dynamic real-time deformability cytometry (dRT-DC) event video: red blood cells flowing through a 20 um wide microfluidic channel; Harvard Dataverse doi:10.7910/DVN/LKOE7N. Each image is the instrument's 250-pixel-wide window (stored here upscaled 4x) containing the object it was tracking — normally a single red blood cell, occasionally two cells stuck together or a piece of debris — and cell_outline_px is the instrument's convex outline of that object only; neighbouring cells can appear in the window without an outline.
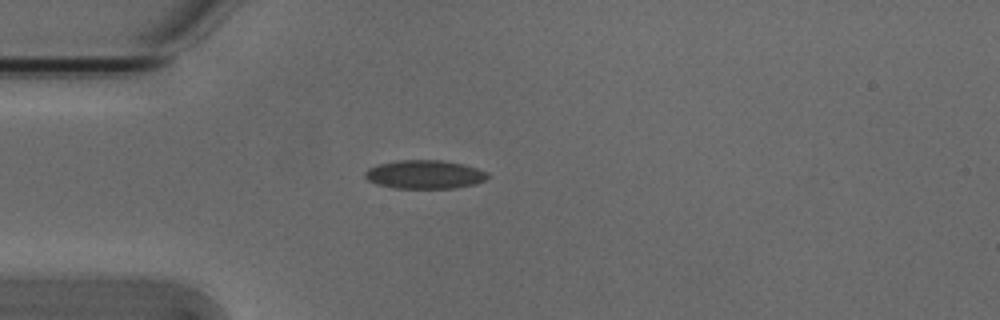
{"species": "Egyptian fruit bat (a non-hibernating species)", "species_latin": "Rousettus aegyptiacus", "temperature_condition": "cold", "stored_images_in_passage": 40, "camera_frame_rate_fps": 3000, "um_per_image_px": 0.085, "animal": {"sex": "male"}, "frame": {"image": 1, "passage_image": 1, "time_ms": 0.0, "image_size_px": [1000, 320], "cell_outline_px": [[488, 176], [484, 180], [476, 184], [456, 188], [392, 188], [376, 184], [368, 180], [364, 176], [364, 172], [368, 168], [380, 164], [396, 160], [440, 160], [464, 164], [488, 172]], "centroid_in_image_um": [36.08, 14.83], "position_along_channel_um": 48.9, "area_um2": 20.52}}
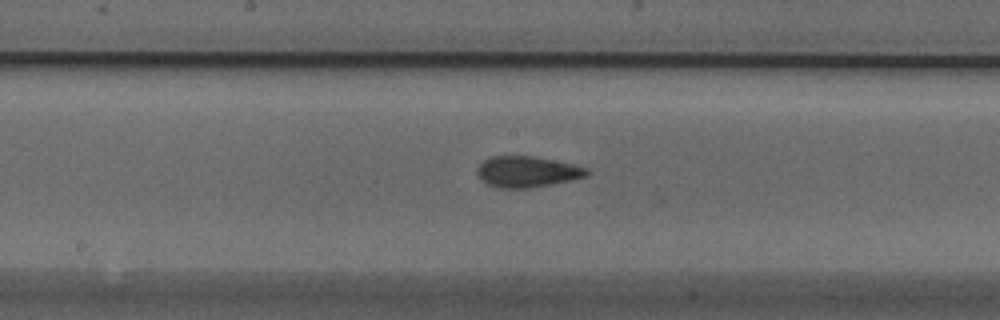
{"frame": {"image": 2, "passage_image": 14, "time_ms": 4.333, "image_size_px": [1000, 320], "cell_outline_px": [[592, 172], [588, 176], [528, 188], [500, 188], [488, 184], [476, 172], [476, 168], [484, 160], [492, 156], [532, 156], [572, 164], [588, 168]], "centroid_in_image_um": [44.81, 14.59], "position_along_channel_um": 203.4, "area_um2": 19.48}}
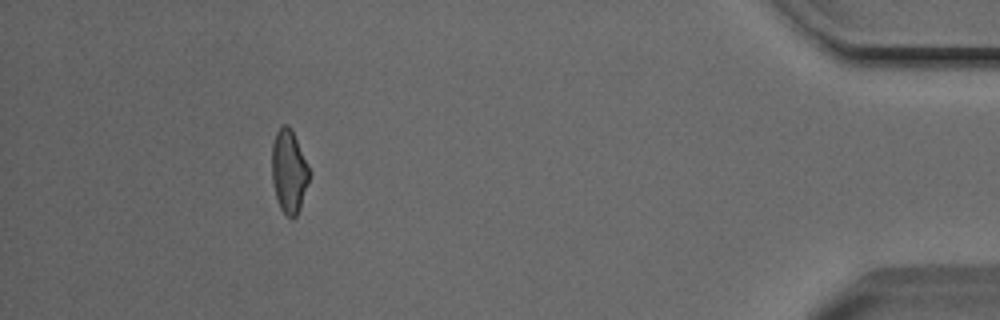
{"frame": {"image": 3, "passage_image": 35, "time_ms": 11.333, "image_size_px": [1000, 320], "cell_outline_px": [[308, 180], [300, 208], [296, 216], [292, 220], [280, 208], [276, 200], [272, 180], [272, 144], [276, 132], [280, 124], [288, 124], [292, 128], [308, 168]], "centroid_in_image_um": [24.52, 14.54], "position_along_channel_um": 410.7, "area_um2": 17.98}, "authors_computed_cell_mechanics": {"area_um2": 18.7561, "velocity_mm_per_s": 3.8467, "shape_relaxation_time_tau1_ms": 6.7011, "shape_relaxation_time_tau2_ms": 2.1568, "deformation_change_tau1": 0.1203, "deformation_change_tau2": 0.0797}}